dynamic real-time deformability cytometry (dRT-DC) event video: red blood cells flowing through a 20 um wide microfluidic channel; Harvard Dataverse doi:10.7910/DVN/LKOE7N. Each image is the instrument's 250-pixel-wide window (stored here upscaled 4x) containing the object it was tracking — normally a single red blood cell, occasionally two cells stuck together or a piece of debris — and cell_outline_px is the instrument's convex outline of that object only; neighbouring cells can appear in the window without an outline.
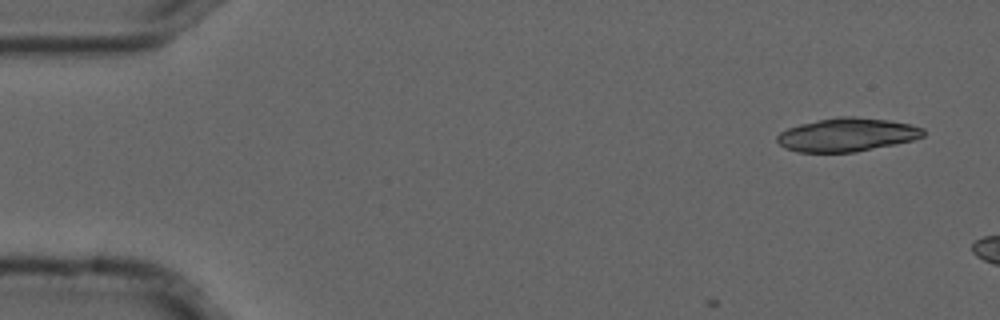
{"species": "common noctule bat (a hibernating species)", "species_latin": "Nyctalus noctula", "temperature_condition": "cold", "stored_images_in_passage": 4, "camera_frame_rate_fps": 3000, "um_per_image_px": 0.085, "animal": {"sex": "male", "forearm_length_mm": 52.5}, "frame": {"image": 1, "passage_image": 1, "time_ms": 0.0, "image_size_px": [1000, 320], "cell_outline_px": [[924, 136], [912, 140], [856, 152], [796, 152], [784, 148], [776, 140], [776, 136], [780, 132], [788, 128], [800, 124], [836, 116], [852, 116], [888, 120], [908, 124], [924, 128]], "centroid_in_image_um": [71.96, 11.45], "position_along_channel_um": 13.0, "area_um2": 28.44}}